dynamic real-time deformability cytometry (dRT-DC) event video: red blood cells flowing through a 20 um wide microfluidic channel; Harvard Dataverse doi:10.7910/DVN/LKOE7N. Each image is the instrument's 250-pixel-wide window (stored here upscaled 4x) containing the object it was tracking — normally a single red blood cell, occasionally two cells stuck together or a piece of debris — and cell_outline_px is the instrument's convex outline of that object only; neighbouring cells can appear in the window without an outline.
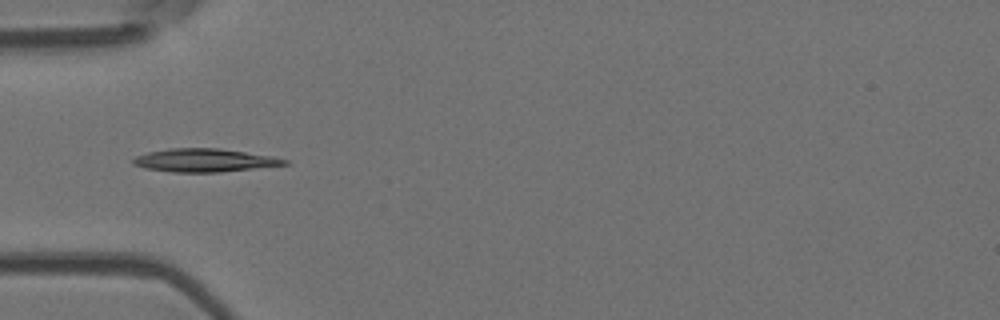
{"species": "Egyptian fruit bat (a non-hibernating species)", "species_latin": "Rousettus aegyptiacus", "temperature_condition": "room temperature", "stored_images_in_passage": 5, "camera_frame_rate_fps": 3000, "um_per_image_px": 0.085, "animal": {"sex": "female"}, "frame": {"image": 1, "passage_image": 4, "time_ms": 3.667, "image_size_px": [1000, 320], "cell_outline_px": [[288, 164], [220, 172], [172, 172], [144, 168], [132, 164], [132, 160], [136, 156], [148, 152], [168, 148], [220, 148], [272, 156], [288, 160]], "centroid_in_image_um": [17.34, 13.62], "position_along_channel_um": 67.7, "area_um2": 20.4}}
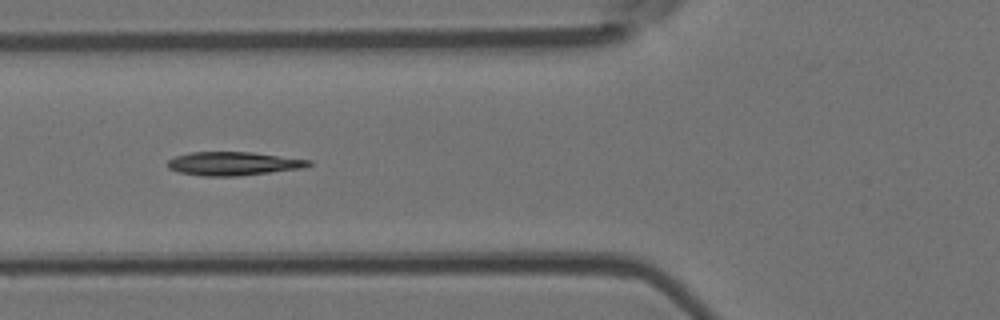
{"frame": {"image": 2, "passage_image": 5, "time_ms": 4.667, "image_size_px": [1000, 320], "cell_outline_px": [[312, 164], [304, 168], [236, 176], [204, 176], [180, 172], [168, 168], [168, 160], [176, 156], [188, 152], [252, 152], [312, 160]], "centroid_in_image_um": [19.85, 13.9], "position_along_channel_um": 105.9, "area_um2": 19.31}}